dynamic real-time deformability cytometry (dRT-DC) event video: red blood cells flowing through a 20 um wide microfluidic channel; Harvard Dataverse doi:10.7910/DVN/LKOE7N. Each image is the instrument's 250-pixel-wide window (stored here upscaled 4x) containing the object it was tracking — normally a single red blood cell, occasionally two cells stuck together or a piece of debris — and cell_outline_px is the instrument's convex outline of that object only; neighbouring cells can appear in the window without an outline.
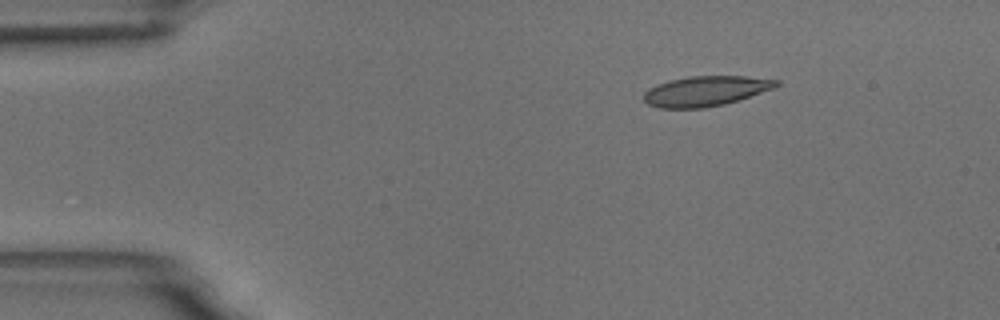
{"species": "common noctule bat (a hibernating species)", "species_latin": "Nyctalus noctula", "temperature_condition": "room temperature", "stored_images_in_passage": 50, "camera_frame_rate_fps": 3000, "um_per_image_px": 0.085, "animal": {"sex": "male", "body_mass_g": 18.8}, "frame": {"image": 1, "passage_image": 1, "time_ms": 0.0, "image_size_px": [1000, 320], "cell_outline_px": [[780, 84], [776, 88], [724, 104], [704, 108], [660, 108], [648, 104], [644, 100], [644, 92], [648, 88], [656, 84], [668, 80], [688, 76], [744, 76], [780, 80]], "centroid_in_image_um": [59.98, 7.73], "position_along_channel_um": 25.0, "area_um2": 23.35}}
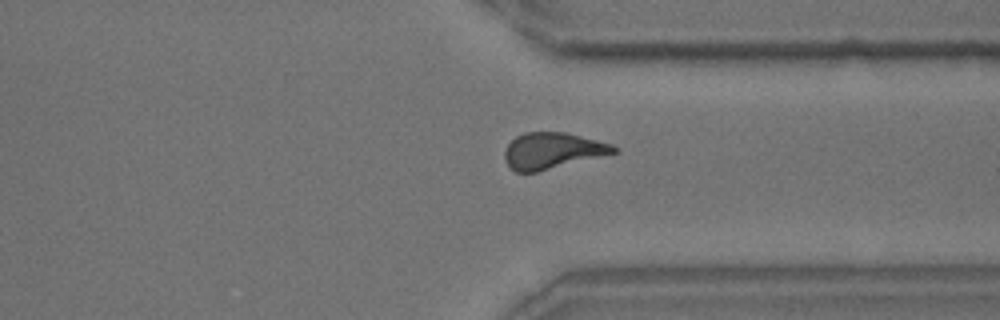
{"frame": {"image": 2, "passage_image": 36, "time_ms": 11.667, "image_size_px": [1000, 320], "cell_outline_px": [[620, 152], [536, 172], [516, 172], [504, 160], [504, 152], [508, 144], [516, 136], [524, 132], [564, 132], [612, 144], [620, 148]], "centroid_in_image_um": [46.98, 12.81], "position_along_channel_um": 364.4, "area_um2": 23.0}}
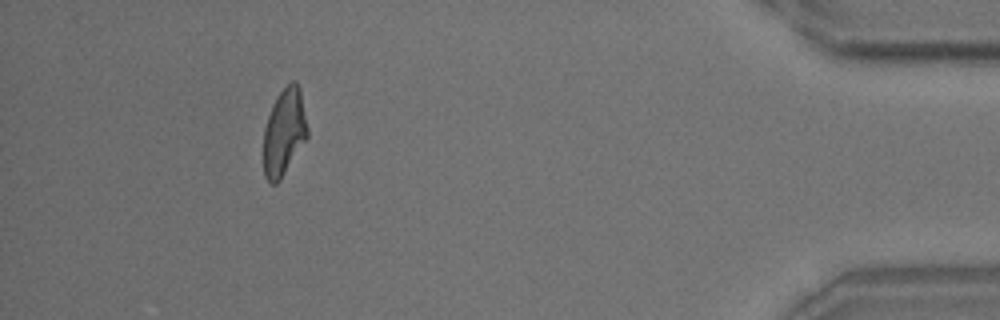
{"frame": {"image": 3, "passage_image": 45, "time_ms": 14.667, "image_size_px": [1000, 320], "cell_outline_px": [[308, 136], [280, 180], [276, 184], [272, 184], [264, 176], [264, 128], [272, 104], [280, 92], [292, 80], [296, 80], [300, 88], [308, 128]], "centroid_in_image_um": [24.16, 11.22], "position_along_channel_um": 411.0, "area_um2": 22.14}, "authors_computed_cell_mechanics": {"area_um2": 23.0333, "velocity_mm_per_s": 3.4869, "shape_relaxation_time_tau1_ms": 9.7337, "shape_relaxation_time_tau2_ms": 2.4164, "deformation_change_tau1": 0.2218, "deformation_change_tau2": 0.1094}}